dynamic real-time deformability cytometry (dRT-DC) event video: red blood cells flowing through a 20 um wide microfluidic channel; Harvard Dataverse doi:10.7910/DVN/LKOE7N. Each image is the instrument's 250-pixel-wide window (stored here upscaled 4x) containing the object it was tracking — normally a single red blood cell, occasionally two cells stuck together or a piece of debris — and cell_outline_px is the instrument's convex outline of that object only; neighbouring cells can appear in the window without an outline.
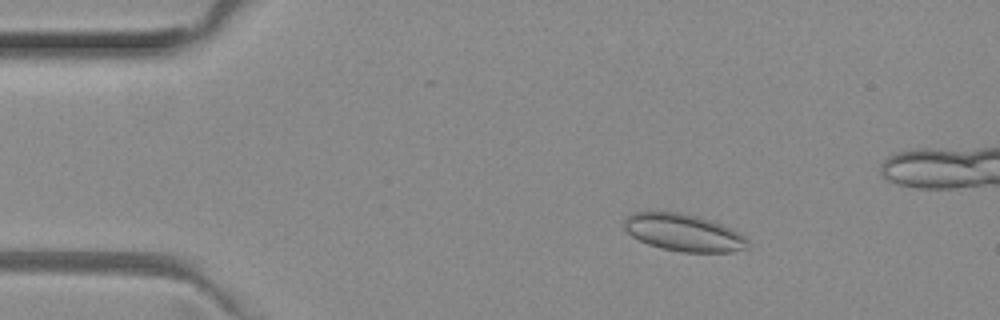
{"species": "common noctule bat (a hibernating species)", "species_latin": "Nyctalus noctula", "temperature_condition": "room temperature", "stored_images_in_passage": 53, "camera_frame_rate_fps": 3000, "um_per_image_px": 0.085, "animal": {"sex": "female", "body_mass_g": 29.2, "forearm_length_mm": 56.3}, "frame": {"image": 1, "passage_image": 9, "time_ms": 2.667, "image_size_px": [1000, 320], "cell_outline_px": [[748, 248], [732, 252], [680, 252], [660, 248], [648, 244], [632, 236], [624, 228], [624, 220], [632, 212], [680, 212], [712, 220], [732, 228], [740, 232], [748, 240]], "centroid_in_image_um": [58.13, 19.77], "position_along_channel_um": 26.9, "area_um2": 26.93}}
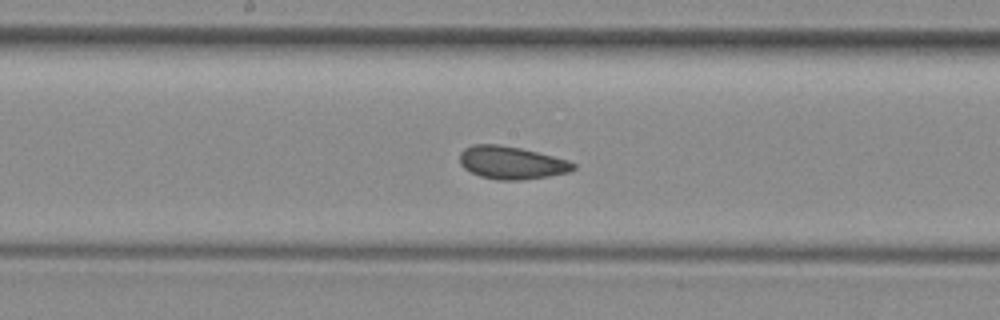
{"frame": {"image": 2, "passage_image": 27, "time_ms": 8.667, "image_size_px": [1000, 320], "cell_outline_px": [[576, 168], [568, 172], [548, 176], [524, 180], [496, 180], [480, 176], [464, 168], [460, 164], [460, 152], [464, 148], [472, 144], [496, 144], [520, 148], [568, 160], [576, 164]], "centroid_in_image_um": [43.46, 13.83], "position_along_channel_um": 204.7, "area_um2": 21.68}}
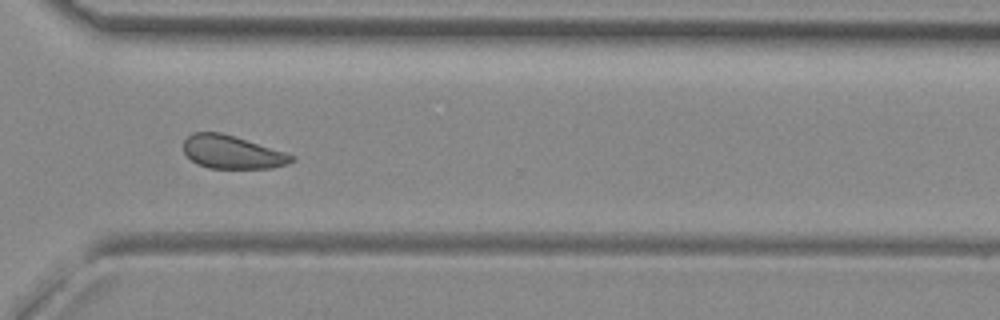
{"frame": {"image": 3, "passage_image": 38, "time_ms": 12.333, "image_size_px": [1000, 320], "cell_outline_px": [[296, 160], [288, 164], [272, 168], [208, 168], [196, 164], [184, 152], [184, 140], [192, 132], [220, 132], [284, 152], [296, 156]], "centroid_in_image_um": [19.72, 12.94], "position_along_channel_um": 350.9, "area_um2": 20.75}, "authors_computed_cell_mechanics": {"area_um2": 22.0796, "velocity_mm_per_s": 3.981, "shape_relaxation_time_tau1_ms": null, "shape_relaxation_time_tau2_ms": 1.3246, "deformation_change_tau1": null, "deformation_change_tau2": 0.0677}}